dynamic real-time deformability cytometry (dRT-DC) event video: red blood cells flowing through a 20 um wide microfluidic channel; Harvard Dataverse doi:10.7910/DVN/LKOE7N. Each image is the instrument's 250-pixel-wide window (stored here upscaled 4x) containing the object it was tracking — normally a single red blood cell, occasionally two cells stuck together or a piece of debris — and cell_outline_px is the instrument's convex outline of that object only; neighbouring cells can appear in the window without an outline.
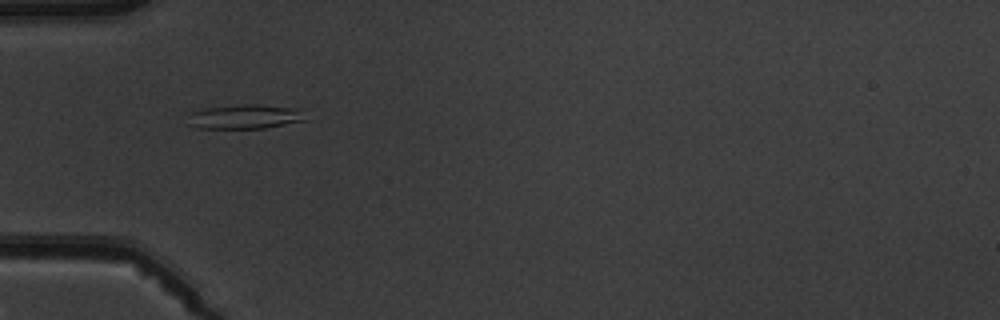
{"species": "common noctule bat (a hibernating species)", "species_latin": "Nyctalus noctula", "temperature_condition": "warm", "stored_images_in_passage": 5, "camera_frame_rate_fps": 3000, "um_per_image_px": 0.085, "animal": {"sex": "male", "body_mass_g": 19.5, "forearm_length_mm": 54.6}, "frame": {"image": 1, "passage_image": 2, "time_ms": 1.333, "image_size_px": [1000, 320], "cell_outline_px": [[312, 120], [264, 128], [196, 128], [184, 124], [188, 112], [204, 108], [240, 104], [256, 104], [300, 108]], "centroid_in_image_um": [20.82, 9.91], "position_along_channel_um": 64.2, "area_um2": 17.51}}
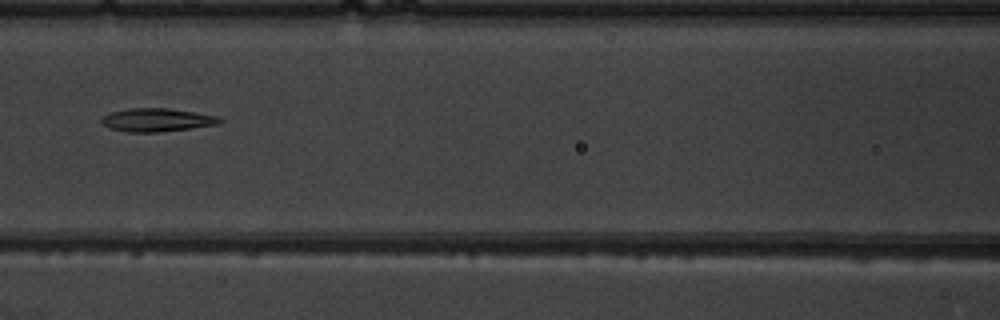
{"frame": {"image": 2, "passage_image": 4, "time_ms": 3.667, "image_size_px": [1000, 320], "cell_outline_px": [[224, 120], [220, 124], [156, 132], [128, 132], [108, 128], [100, 120], [104, 116], [112, 112], [128, 108], [168, 108], [196, 112], [220, 116]], "centroid_in_image_um": [13.37, 10.19], "position_along_channel_um": 153.2, "area_um2": 16.01}}
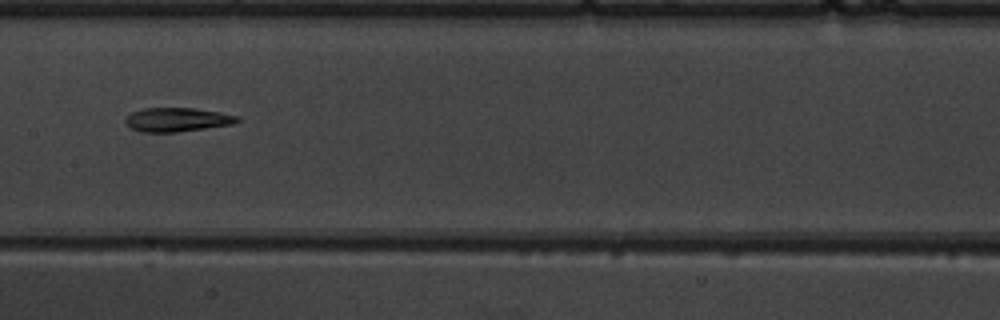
{"frame": {"image": 3, "passage_image": 5, "time_ms": 4.667, "image_size_px": [1000, 320], "cell_outline_px": [[240, 120], [236, 124], [176, 132], [140, 132], [132, 128], [124, 120], [132, 112], [144, 108], [196, 108], [220, 112], [240, 116]], "centroid_in_image_um": [15.12, 10.17], "position_along_channel_um": 192.3, "area_um2": 15.66}}